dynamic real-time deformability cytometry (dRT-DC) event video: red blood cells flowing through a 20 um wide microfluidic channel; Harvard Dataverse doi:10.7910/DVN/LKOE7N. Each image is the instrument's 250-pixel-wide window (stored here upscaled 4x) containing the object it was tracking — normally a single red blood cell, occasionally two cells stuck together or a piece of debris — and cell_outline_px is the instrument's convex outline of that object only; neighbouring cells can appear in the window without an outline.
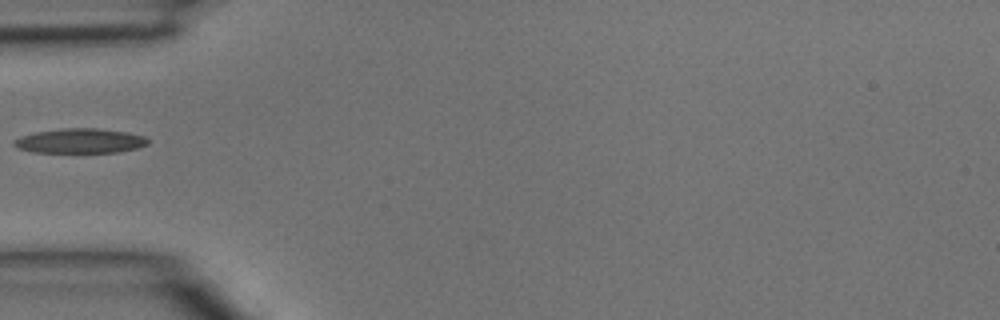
{"species": "common noctule bat (a hibernating species)", "species_latin": "Nyctalus noctula", "temperature_condition": "room temperature", "stored_images_in_passage": 1, "camera_frame_rate_fps": 3000, "um_per_image_px": 0.085, "animal": {"sex": "male", "body_mass_g": 15.6}, "frame": {"image": 1, "passage_image": 1, "time_ms": 0.0, "image_size_px": [1000, 320], "cell_outline_px": [[148, 144], [136, 148], [116, 152], [32, 152], [16, 148], [12, 144], [12, 140], [20, 136], [36, 132], [60, 128], [96, 128], [128, 132], [144, 136], [148, 140]], "centroid_in_image_um": [6.75, 11.97], "position_along_channel_um": 78.2, "area_um2": 19.31}}